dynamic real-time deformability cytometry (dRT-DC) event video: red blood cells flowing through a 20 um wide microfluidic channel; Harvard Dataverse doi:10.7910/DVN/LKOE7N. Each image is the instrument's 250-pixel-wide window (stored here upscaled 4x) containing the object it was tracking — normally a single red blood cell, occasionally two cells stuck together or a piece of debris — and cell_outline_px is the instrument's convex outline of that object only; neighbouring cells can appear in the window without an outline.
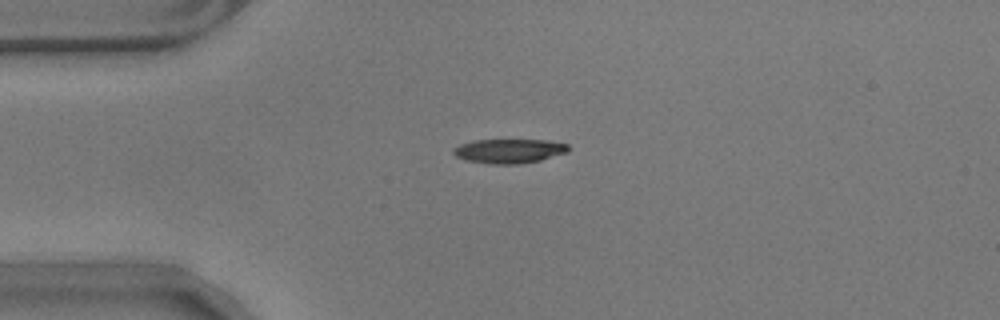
{"species": "common noctule bat (a hibernating species)", "species_latin": "Nyctalus noctula", "temperature_condition": "warm", "stored_images_in_passage": 44, "camera_frame_rate_fps": 3000, "um_per_image_px": 0.085, "animal": {"sex": "male", "body_mass_g": 17.9}, "frame": {"image": 1, "passage_image": 1, "time_ms": 0.0, "image_size_px": [1000, 320], "cell_outline_px": [[568, 152], [540, 160], [516, 164], [492, 164], [468, 160], [456, 156], [452, 152], [452, 148], [460, 144], [472, 140], [548, 140], [568, 144]], "centroid_in_image_um": [43.26, 12.82], "position_along_channel_um": 41.7, "area_um2": 16.18}}
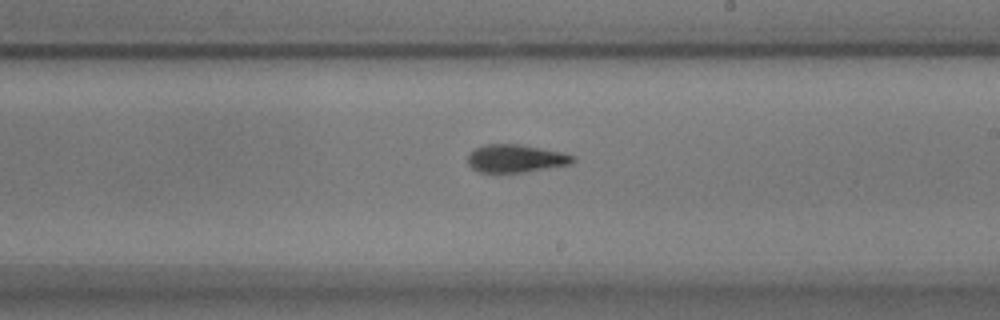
{"frame": {"image": 2, "passage_image": 20, "time_ms": 6.333, "image_size_px": [1000, 320], "cell_outline_px": [[576, 160], [572, 164], [524, 172], [480, 172], [472, 168], [468, 164], [468, 156], [476, 148], [484, 144], [520, 144], [564, 152], [576, 156]], "centroid_in_image_um": [43.89, 13.46], "position_along_channel_um": 245.1, "area_um2": 17.17}}
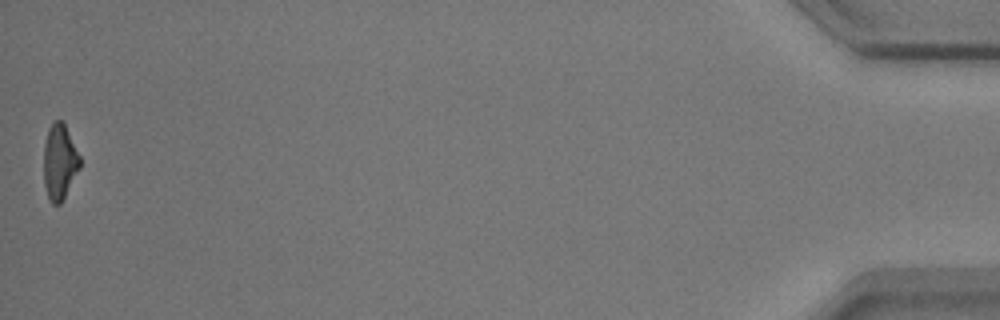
{"frame": {"image": 3, "passage_image": 44, "time_ms": 14.333, "image_size_px": [1000, 320], "cell_outline_px": [[80, 168], [60, 204], [52, 204], [48, 200], [44, 184], [44, 144], [48, 128], [52, 120], [60, 120], [64, 124], [80, 156]], "centroid_in_image_um": [5.04, 13.76], "position_along_channel_um": 430.2, "area_um2": 15.9}, "authors_computed_cell_mechanics": {"area_um2": 17.0221, "velocity_mm_per_s": 3.537, "shape_relaxation_time_tau1_ms": 6.2417, "shape_relaxation_time_tau2_ms": 3.7478, "deformation_change_tau1": 0.1863, "deformation_change_tau2": 0.1311}}